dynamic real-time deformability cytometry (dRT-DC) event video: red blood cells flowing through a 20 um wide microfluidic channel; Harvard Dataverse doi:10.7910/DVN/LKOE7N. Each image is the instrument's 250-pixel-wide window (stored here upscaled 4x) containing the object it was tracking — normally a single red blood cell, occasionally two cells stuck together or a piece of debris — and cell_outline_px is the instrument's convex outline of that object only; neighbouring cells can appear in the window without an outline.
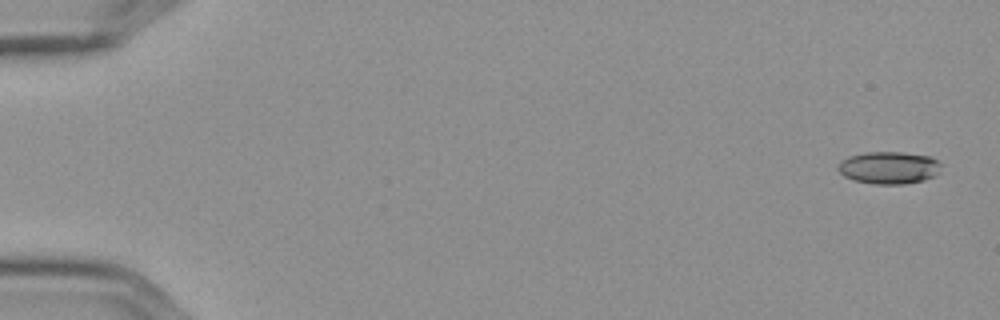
{"species": "Egyptian fruit bat (a non-hibernating species)", "species_latin": "Rousettus aegyptiacus", "temperature_condition": "cold", "stored_images_in_passage": 9, "camera_frame_rate_fps": 3000, "um_per_image_px": 0.085, "frame": {"image": 1, "passage_image": 1, "time_ms": 0.0, "image_size_px": [1000, 320], "cell_outline_px": [[940, 164], [936, 172], [932, 176], [924, 180], [904, 184], [876, 184], [852, 180], [844, 176], [836, 168], [840, 160], [848, 156], [864, 152], [904, 152], [928, 156], [936, 160]], "centroid_in_image_um": [75.47, 14.25], "position_along_channel_um": 9.5, "area_um2": 19.36}}
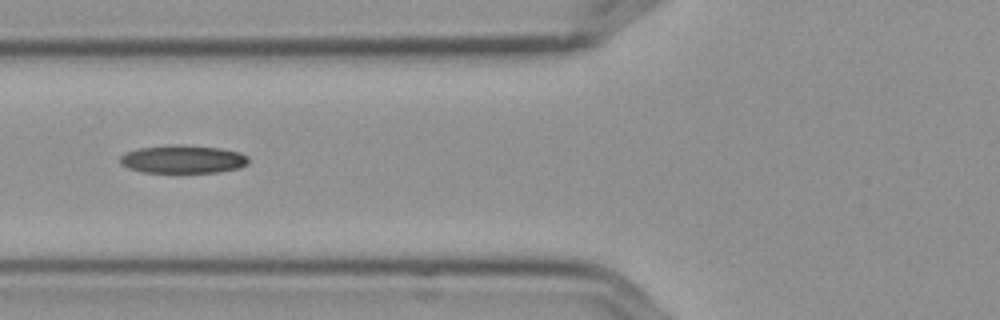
{"frame": {"image": 2, "passage_image": 7, "time_ms": 2.0, "image_size_px": [1000, 320], "cell_outline_px": [[248, 164], [240, 168], [216, 172], [172, 176], [140, 172], [128, 168], [120, 164], [120, 156], [128, 152], [140, 148], [172, 144], [180, 144], [220, 148], [240, 152], [248, 156]], "centroid_in_image_um": [15.53, 13.59], "position_along_channel_um": 110.3, "area_um2": 22.2}}
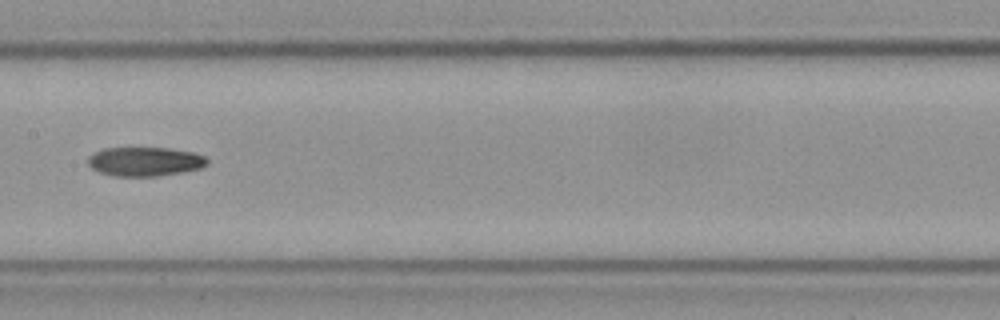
{"frame": {"image": 3, "passage_image": 9, "time_ms": 2.667, "image_size_px": [1000, 320], "cell_outline_px": [[208, 164], [200, 168], [180, 172], [156, 176], [116, 176], [100, 172], [92, 168], [88, 164], [88, 156], [92, 152], [104, 148], [168, 148], [192, 152], [204, 156], [208, 160]], "centroid_in_image_um": [12.28, 13.72], "position_along_channel_um": 195.1, "area_um2": 20.11}}